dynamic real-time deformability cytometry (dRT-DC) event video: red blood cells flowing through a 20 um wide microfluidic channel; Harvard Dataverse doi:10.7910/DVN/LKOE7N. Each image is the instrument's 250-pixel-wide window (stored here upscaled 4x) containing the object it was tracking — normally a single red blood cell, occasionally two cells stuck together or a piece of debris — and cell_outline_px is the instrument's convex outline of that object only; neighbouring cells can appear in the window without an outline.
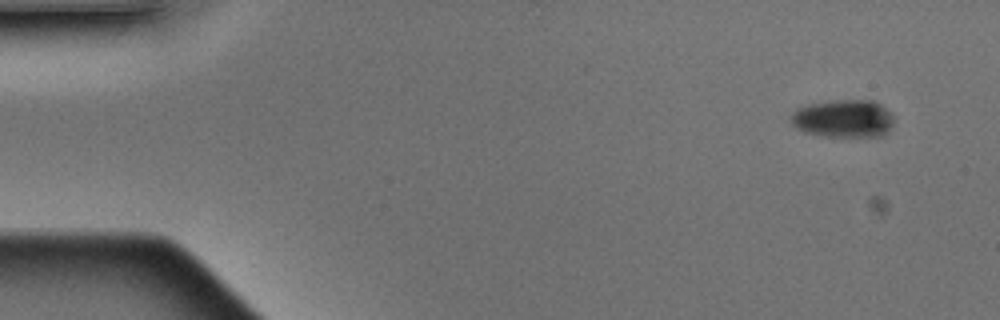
{"species": "Egyptian fruit bat (a non-hibernating species)", "species_latin": "Rousettus aegyptiacus", "temperature_condition": "warm", "stored_images_in_passage": 2, "camera_frame_rate_fps": 3000, "um_per_image_px": 0.085, "animal": {"sex": "male"}, "frame": {"image": 1, "passage_image": 1, "time_ms": 0.0, "image_size_px": [1000, 320], "cell_outline_px": [[896, 116], [892, 124], [880, 136], [824, 136], [804, 132], [796, 128], [792, 124], [788, 116], [796, 108], [808, 104], [836, 100], [872, 100], [880, 104], [892, 112]], "centroid_in_image_um": [71.66, 10.06], "position_along_channel_um": 13.3, "area_um2": 22.89}}